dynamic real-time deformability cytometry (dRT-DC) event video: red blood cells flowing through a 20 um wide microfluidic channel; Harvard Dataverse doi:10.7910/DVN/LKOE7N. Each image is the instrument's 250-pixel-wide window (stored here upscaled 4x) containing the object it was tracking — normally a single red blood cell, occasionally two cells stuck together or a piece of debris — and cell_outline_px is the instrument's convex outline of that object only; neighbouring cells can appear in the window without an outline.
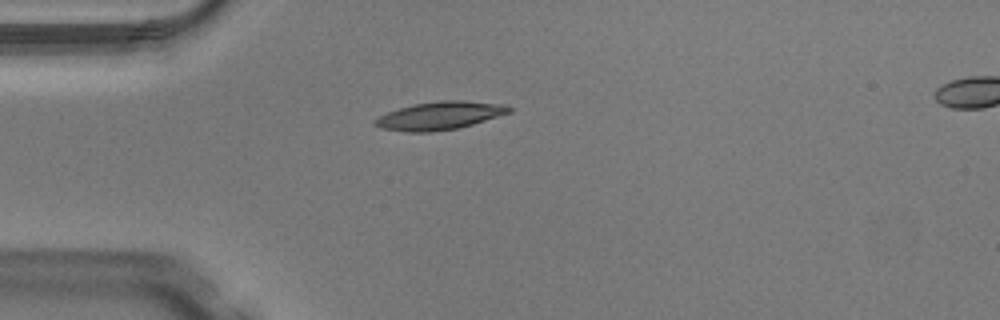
{"species": "Egyptian fruit bat (a non-hibernating species)", "species_latin": "Rousettus aegyptiacus", "temperature_condition": "warm", "stored_images_in_passage": 37, "camera_frame_rate_fps": 3000, "um_per_image_px": 0.085, "animal": {"sex": "male"}, "frame": {"image": 1, "passage_image": 1, "time_ms": 0.0, "image_size_px": [1000, 320], "cell_outline_px": [[512, 112], [472, 124], [456, 128], [432, 132], [408, 132], [380, 128], [372, 124], [372, 120], [388, 112], [400, 108], [416, 104], [440, 100], [464, 100], [508, 104], [512, 108]], "centroid_in_image_um": [37.4, 9.82], "position_along_channel_um": 47.6, "area_um2": 21.96}}
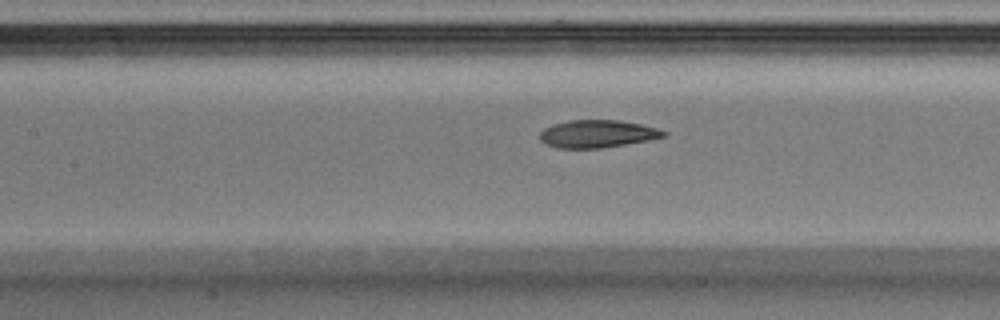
{"frame": {"image": 2, "passage_image": 10, "time_ms": 3.0, "image_size_px": [1000, 320], "cell_outline_px": [[668, 132], [664, 136], [648, 140], [600, 148], [560, 148], [544, 144], [540, 140], [540, 132], [544, 128], [552, 124], [568, 120], [620, 120], [640, 124], [656, 128]], "centroid_in_image_um": [50.73, 11.37], "position_along_channel_um": 156.7, "area_um2": 19.83}}
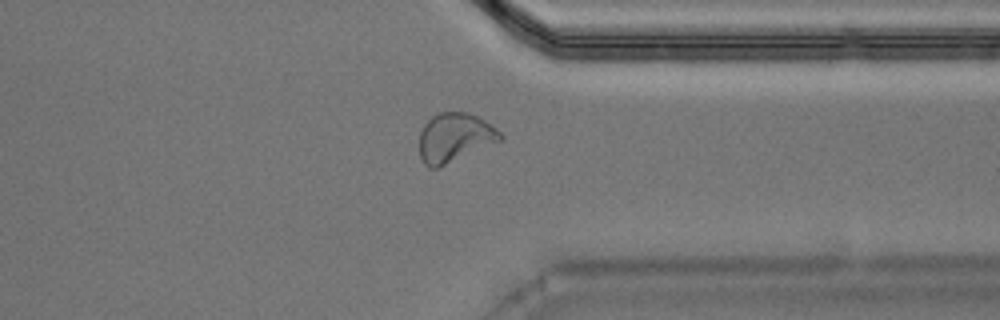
{"frame": {"image": 3, "passage_image": 26, "time_ms": 8.333, "image_size_px": [1000, 320], "cell_outline_px": [[504, 140], [436, 168], [428, 168], [420, 160], [420, 132], [424, 124], [432, 116], [440, 112], [468, 112], [484, 120], [496, 128], [504, 136]], "centroid_in_image_um": [38.65, 11.69], "position_along_channel_um": 372.7, "area_um2": 23.18}, "authors_computed_cell_mechanics": {"area_um2": 21.5016, "velocity_mm_per_s": 4.0984, "shape_relaxation_time_tau1_ms": 6.5246, "shape_relaxation_time_tau2_ms": 1.9742, "deformation_change_tau1": 0.2112, "deformation_change_tau2": 0.0822}}